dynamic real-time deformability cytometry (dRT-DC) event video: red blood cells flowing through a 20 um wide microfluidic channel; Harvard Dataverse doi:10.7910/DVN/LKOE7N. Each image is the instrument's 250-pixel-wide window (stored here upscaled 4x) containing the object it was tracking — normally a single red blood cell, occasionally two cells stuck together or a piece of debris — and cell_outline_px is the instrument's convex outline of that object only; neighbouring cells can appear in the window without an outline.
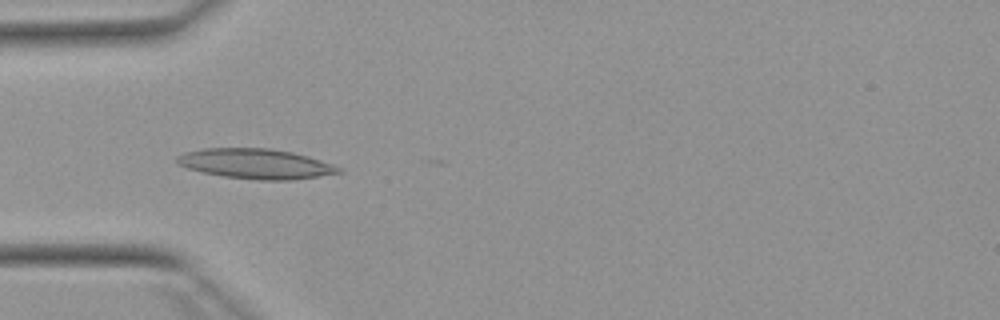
{"species": "Egyptian fruit bat (a non-hibernating species)", "species_latin": "Rousettus aegyptiacus", "temperature_condition": "warm", "stored_images_in_passage": 13, "camera_frame_rate_fps": 3000, "um_per_image_px": 0.085, "animal": {"sex": "female"}, "frame": {"image": 1, "passage_image": 1, "time_ms": 0.0, "image_size_px": [1000, 320], "cell_outline_px": [[344, 172], [292, 180], [260, 180], [224, 176], [204, 172], [188, 168], [176, 164], [176, 156], [184, 152], [204, 148], [268, 148], [292, 152], [308, 156], [332, 164], [340, 168]], "centroid_in_image_um": [21.72, 13.91], "position_along_channel_um": 63.3, "area_um2": 28.15}}
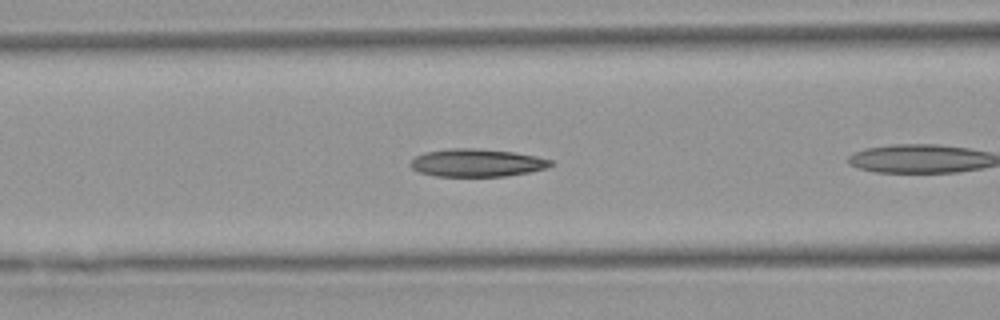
{"frame": {"image": 2, "passage_image": 3, "time_ms": 0.667, "image_size_px": [1000, 320], "cell_outline_px": [[556, 164], [544, 168], [528, 172], [504, 176], [436, 176], [420, 172], [412, 168], [408, 164], [416, 156], [424, 152], [448, 148], [476, 148], [512, 152], [536, 156], [552, 160]], "centroid_in_image_um": [40.51, 13.83], "position_along_channel_um": 126.1, "area_um2": 22.66}}
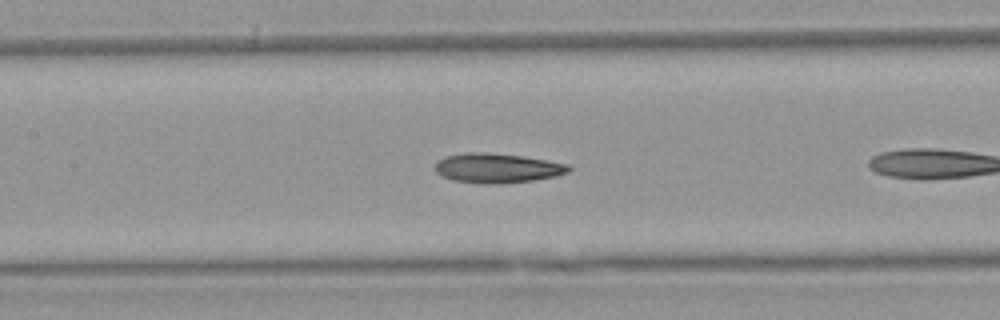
{"frame": {"image": 3, "passage_image": 6, "time_ms": 1.667, "image_size_px": [1000, 320], "cell_outline_px": [[572, 168], [568, 172], [556, 176], [536, 180], [496, 184], [492, 184], [452, 180], [436, 172], [436, 164], [444, 156], [464, 152], [484, 152], [520, 156], [568, 164]], "centroid_in_image_um": [42.27, 14.28], "position_along_channel_um": 165.1, "area_um2": 22.77}}